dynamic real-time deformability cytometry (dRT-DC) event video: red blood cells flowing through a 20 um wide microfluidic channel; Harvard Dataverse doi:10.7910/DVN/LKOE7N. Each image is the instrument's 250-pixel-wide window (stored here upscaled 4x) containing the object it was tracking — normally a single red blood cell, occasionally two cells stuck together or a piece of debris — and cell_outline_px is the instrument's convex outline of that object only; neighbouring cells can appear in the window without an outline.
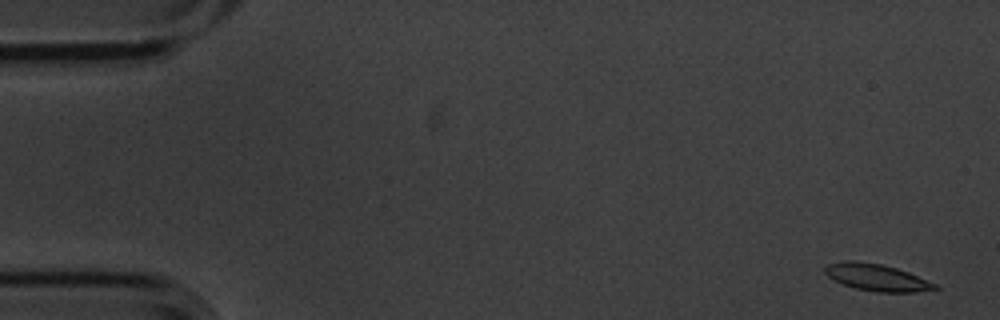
{"species": "common noctule bat (a hibernating species)", "species_latin": "Nyctalus noctula", "temperature_condition": "cold", "stored_images_in_passage": 6, "camera_frame_rate_fps": 3000, "um_per_image_px": 0.085, "animal": {"sex": "male", "body_mass_g": 20.1, "forearm_length_mm": 53.5}, "frame": {"image": 1, "passage_image": 1, "time_ms": 0.0, "image_size_px": [1000, 320], "cell_outline_px": [[940, 288], [916, 292], [876, 292], [856, 288], [844, 284], [828, 276], [824, 272], [824, 268], [828, 264], [844, 260], [856, 260], [880, 264], [896, 268], [908, 272], [936, 284]], "centroid_in_image_um": [74.51, 23.57], "position_along_channel_um": 10.5, "area_um2": 17.05}}
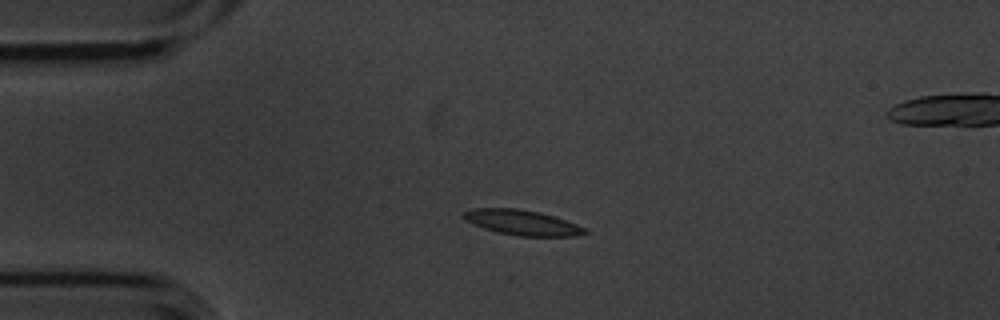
{"frame": {"image": 2, "passage_image": 4, "time_ms": 1.0, "image_size_px": [1000, 320], "cell_outline_px": [[588, 232], [576, 236], [520, 236], [496, 232], [484, 228], [464, 220], [460, 216], [460, 212], [476, 208], [516, 208], [540, 212], [588, 228]], "centroid_in_image_um": [44.34, 18.91], "position_along_channel_um": 40.7, "area_um2": 17.86}}